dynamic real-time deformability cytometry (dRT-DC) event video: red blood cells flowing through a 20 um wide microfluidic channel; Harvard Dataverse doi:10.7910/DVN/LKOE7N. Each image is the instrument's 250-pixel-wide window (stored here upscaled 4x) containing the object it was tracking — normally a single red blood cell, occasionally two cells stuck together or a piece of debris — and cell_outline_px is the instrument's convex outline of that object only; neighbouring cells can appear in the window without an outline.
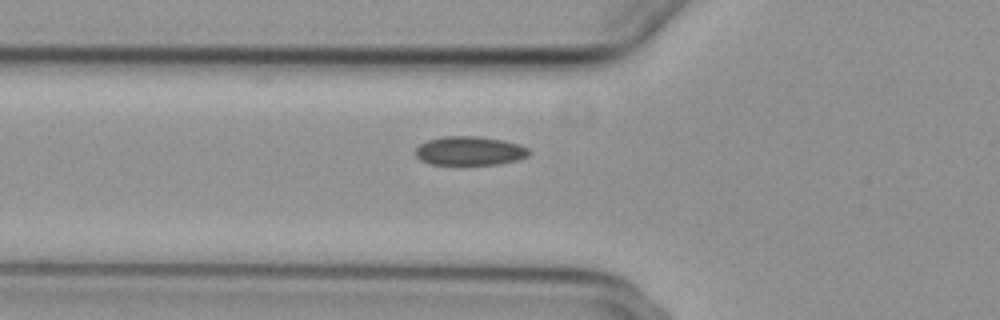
{"species": "common noctule bat (a hibernating species)", "species_latin": "Nyctalus noctula", "temperature_condition": "cold", "stored_images_in_passage": 5, "camera_frame_rate_fps": 3000, "um_per_image_px": 0.085, "animal": {"sex": "female", "body_mass_g": 29.2, "forearm_length_mm": 56.3}, "frame": {"image": 1, "passage_image": 5, "time_ms": 7.0, "image_size_px": [1000, 320], "cell_outline_px": [[532, 152], [528, 156], [516, 160], [500, 164], [432, 164], [420, 160], [416, 156], [416, 148], [420, 144], [428, 140], [444, 136], [476, 136], [504, 140], [520, 144], [528, 148]], "centroid_in_image_um": [39.95, 12.82], "position_along_channel_um": 85.8, "area_um2": 19.13}}